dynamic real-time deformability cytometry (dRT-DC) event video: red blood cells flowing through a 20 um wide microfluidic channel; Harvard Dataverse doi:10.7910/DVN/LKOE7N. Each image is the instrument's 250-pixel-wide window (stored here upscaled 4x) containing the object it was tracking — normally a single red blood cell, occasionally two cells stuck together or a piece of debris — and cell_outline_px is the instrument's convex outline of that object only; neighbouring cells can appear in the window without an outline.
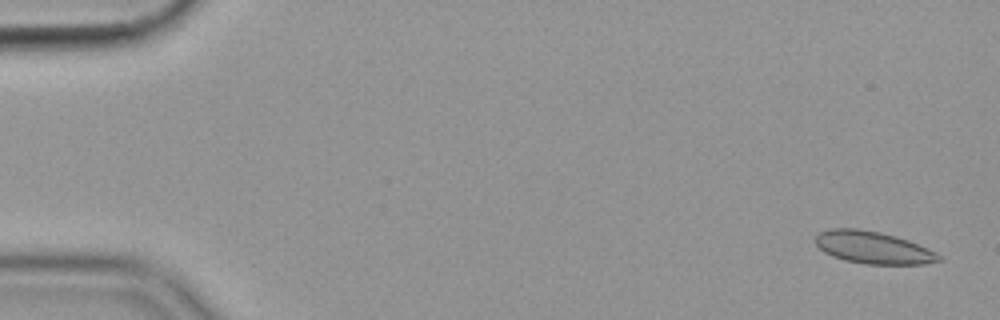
{"species": "common noctule bat (a hibernating species)", "species_latin": "Nyctalus noctula", "temperature_condition": "cold", "stored_images_in_passage": 15, "camera_frame_rate_fps": 3000, "um_per_image_px": 0.085, "animal": {"sex": "female", "body_mass_g": 19.9}, "frame": {"image": 1, "passage_image": 2, "time_ms": 0.333, "image_size_px": [1000, 320], "cell_outline_px": [[944, 260], [924, 264], [864, 264], [844, 260], [832, 256], [824, 252], [816, 244], [816, 236], [820, 232], [832, 228], [856, 228], [880, 232], [896, 236], [908, 240], [936, 252]], "centroid_in_image_um": [74.22, 21.04], "position_along_channel_um": 10.8, "area_um2": 23.18}}